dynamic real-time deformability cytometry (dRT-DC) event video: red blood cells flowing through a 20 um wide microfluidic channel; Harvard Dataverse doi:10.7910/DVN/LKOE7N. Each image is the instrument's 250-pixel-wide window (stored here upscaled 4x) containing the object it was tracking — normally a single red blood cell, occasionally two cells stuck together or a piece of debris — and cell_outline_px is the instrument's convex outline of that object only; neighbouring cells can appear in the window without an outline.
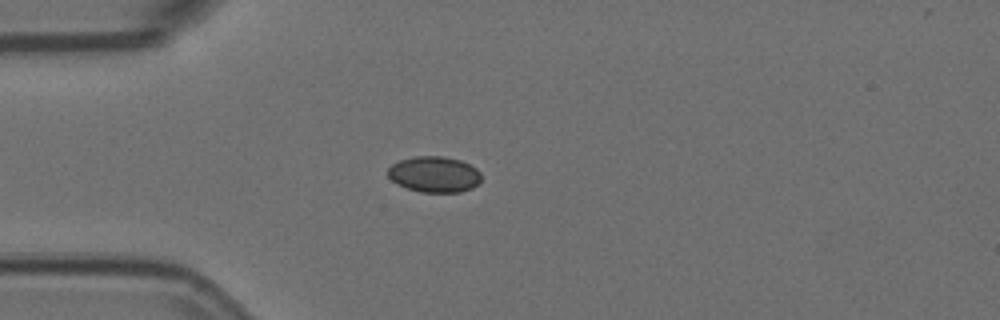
{"species": "Egyptian fruit bat (a non-hibernating species)", "species_latin": "Rousettus aegyptiacus", "temperature_condition": "room temperature", "stored_images_in_passage": 2, "camera_frame_rate_fps": 3000, "um_per_image_px": 0.085, "animal": {"sex": "female"}, "frame": {"image": 1, "passage_image": 1, "time_ms": 0.0, "image_size_px": [1000, 320], "cell_outline_px": [[480, 184], [472, 188], [460, 192], [420, 192], [396, 184], [388, 176], [388, 168], [392, 164], [400, 160], [416, 156], [444, 156], [460, 160], [476, 168], [480, 172]], "centroid_in_image_um": [36.92, 14.82], "position_along_channel_um": 48.1, "area_um2": 19.59}}